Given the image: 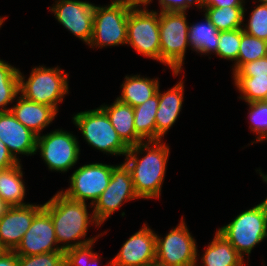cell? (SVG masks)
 I'll return each mask as SVG.
<instances>
[{
    "instance_id": "obj_1",
    "label": "cell",
    "mask_w": 267,
    "mask_h": 266,
    "mask_svg": "<svg viewBox=\"0 0 267 266\" xmlns=\"http://www.w3.org/2000/svg\"><path fill=\"white\" fill-rule=\"evenodd\" d=\"M169 154L170 148L162 140L143 141L129 147L124 163L140 199L160 198Z\"/></svg>"
},
{
    "instance_id": "obj_2",
    "label": "cell",
    "mask_w": 267,
    "mask_h": 266,
    "mask_svg": "<svg viewBox=\"0 0 267 266\" xmlns=\"http://www.w3.org/2000/svg\"><path fill=\"white\" fill-rule=\"evenodd\" d=\"M86 204V202L72 200L60 191L43 204V208L51 216L58 245L62 244L60 248L64 252L97 241L98 237L107 232L86 238L90 224L100 227L94 214L89 215Z\"/></svg>"
},
{
    "instance_id": "obj_3",
    "label": "cell",
    "mask_w": 267,
    "mask_h": 266,
    "mask_svg": "<svg viewBox=\"0 0 267 266\" xmlns=\"http://www.w3.org/2000/svg\"><path fill=\"white\" fill-rule=\"evenodd\" d=\"M59 67H33L27 80L19 70L20 95L27 100L51 106L58 112V104L69 94V74Z\"/></svg>"
},
{
    "instance_id": "obj_4",
    "label": "cell",
    "mask_w": 267,
    "mask_h": 266,
    "mask_svg": "<svg viewBox=\"0 0 267 266\" xmlns=\"http://www.w3.org/2000/svg\"><path fill=\"white\" fill-rule=\"evenodd\" d=\"M244 258L256 245L267 238V211L259 203L242 211L227 225L217 230Z\"/></svg>"
},
{
    "instance_id": "obj_5",
    "label": "cell",
    "mask_w": 267,
    "mask_h": 266,
    "mask_svg": "<svg viewBox=\"0 0 267 266\" xmlns=\"http://www.w3.org/2000/svg\"><path fill=\"white\" fill-rule=\"evenodd\" d=\"M186 12H159L160 63L172 70L177 77L185 59L188 42L189 23Z\"/></svg>"
},
{
    "instance_id": "obj_6",
    "label": "cell",
    "mask_w": 267,
    "mask_h": 266,
    "mask_svg": "<svg viewBox=\"0 0 267 266\" xmlns=\"http://www.w3.org/2000/svg\"><path fill=\"white\" fill-rule=\"evenodd\" d=\"M72 121L91 147L106 155L126 156L129 147L118 136L108 116L100 107L76 113Z\"/></svg>"
},
{
    "instance_id": "obj_7",
    "label": "cell",
    "mask_w": 267,
    "mask_h": 266,
    "mask_svg": "<svg viewBox=\"0 0 267 266\" xmlns=\"http://www.w3.org/2000/svg\"><path fill=\"white\" fill-rule=\"evenodd\" d=\"M132 8L120 0H112L109 5L104 6L95 5L89 47L93 49L126 45L127 21Z\"/></svg>"
},
{
    "instance_id": "obj_8",
    "label": "cell",
    "mask_w": 267,
    "mask_h": 266,
    "mask_svg": "<svg viewBox=\"0 0 267 266\" xmlns=\"http://www.w3.org/2000/svg\"><path fill=\"white\" fill-rule=\"evenodd\" d=\"M138 54L160 62L159 13L147 7H133L128 15L127 41Z\"/></svg>"
},
{
    "instance_id": "obj_9",
    "label": "cell",
    "mask_w": 267,
    "mask_h": 266,
    "mask_svg": "<svg viewBox=\"0 0 267 266\" xmlns=\"http://www.w3.org/2000/svg\"><path fill=\"white\" fill-rule=\"evenodd\" d=\"M80 151L78 138L62 128L37 136L36 154L40 152L50 171L68 172L77 164Z\"/></svg>"
},
{
    "instance_id": "obj_10",
    "label": "cell",
    "mask_w": 267,
    "mask_h": 266,
    "mask_svg": "<svg viewBox=\"0 0 267 266\" xmlns=\"http://www.w3.org/2000/svg\"><path fill=\"white\" fill-rule=\"evenodd\" d=\"M184 218L164 238L156 233V260L166 266H196L198 246Z\"/></svg>"
},
{
    "instance_id": "obj_11",
    "label": "cell",
    "mask_w": 267,
    "mask_h": 266,
    "mask_svg": "<svg viewBox=\"0 0 267 266\" xmlns=\"http://www.w3.org/2000/svg\"><path fill=\"white\" fill-rule=\"evenodd\" d=\"M140 199L135 193L129 168L123 162L111 172V179L101 196L90 206L95 220L101 226L124 203Z\"/></svg>"
},
{
    "instance_id": "obj_12",
    "label": "cell",
    "mask_w": 267,
    "mask_h": 266,
    "mask_svg": "<svg viewBox=\"0 0 267 266\" xmlns=\"http://www.w3.org/2000/svg\"><path fill=\"white\" fill-rule=\"evenodd\" d=\"M115 166L99 162L84 164L72 173L69 178V188L60 192L75 201L90 200L92 206L108 186Z\"/></svg>"
},
{
    "instance_id": "obj_13",
    "label": "cell",
    "mask_w": 267,
    "mask_h": 266,
    "mask_svg": "<svg viewBox=\"0 0 267 266\" xmlns=\"http://www.w3.org/2000/svg\"><path fill=\"white\" fill-rule=\"evenodd\" d=\"M94 3L80 0H56L50 12L63 27L85 44L93 34Z\"/></svg>"
},
{
    "instance_id": "obj_14",
    "label": "cell",
    "mask_w": 267,
    "mask_h": 266,
    "mask_svg": "<svg viewBox=\"0 0 267 266\" xmlns=\"http://www.w3.org/2000/svg\"><path fill=\"white\" fill-rule=\"evenodd\" d=\"M62 251L56 240L50 214L42 208L33 219L19 245L14 250L18 256H32Z\"/></svg>"
},
{
    "instance_id": "obj_15",
    "label": "cell",
    "mask_w": 267,
    "mask_h": 266,
    "mask_svg": "<svg viewBox=\"0 0 267 266\" xmlns=\"http://www.w3.org/2000/svg\"><path fill=\"white\" fill-rule=\"evenodd\" d=\"M156 232L146 223L122 244L106 266H145L156 260Z\"/></svg>"
},
{
    "instance_id": "obj_16",
    "label": "cell",
    "mask_w": 267,
    "mask_h": 266,
    "mask_svg": "<svg viewBox=\"0 0 267 266\" xmlns=\"http://www.w3.org/2000/svg\"><path fill=\"white\" fill-rule=\"evenodd\" d=\"M43 208L42 204L10 207L0 218V245L5 251H14L26 231L30 228L34 216Z\"/></svg>"
},
{
    "instance_id": "obj_17",
    "label": "cell",
    "mask_w": 267,
    "mask_h": 266,
    "mask_svg": "<svg viewBox=\"0 0 267 266\" xmlns=\"http://www.w3.org/2000/svg\"><path fill=\"white\" fill-rule=\"evenodd\" d=\"M0 139L19 162L20 154H36L37 135L20 123L11 111L0 112Z\"/></svg>"
},
{
    "instance_id": "obj_18",
    "label": "cell",
    "mask_w": 267,
    "mask_h": 266,
    "mask_svg": "<svg viewBox=\"0 0 267 266\" xmlns=\"http://www.w3.org/2000/svg\"><path fill=\"white\" fill-rule=\"evenodd\" d=\"M184 81L181 79L172 88L161 93L158 87L159 104L155 116L156 141L163 140L180 115L184 101Z\"/></svg>"
},
{
    "instance_id": "obj_19",
    "label": "cell",
    "mask_w": 267,
    "mask_h": 266,
    "mask_svg": "<svg viewBox=\"0 0 267 266\" xmlns=\"http://www.w3.org/2000/svg\"><path fill=\"white\" fill-rule=\"evenodd\" d=\"M10 111L14 117L37 136L52 124L57 111L48 105L27 100L18 95Z\"/></svg>"
},
{
    "instance_id": "obj_20",
    "label": "cell",
    "mask_w": 267,
    "mask_h": 266,
    "mask_svg": "<svg viewBox=\"0 0 267 266\" xmlns=\"http://www.w3.org/2000/svg\"><path fill=\"white\" fill-rule=\"evenodd\" d=\"M99 107L106 113L118 136L128 147L144 141L135 131L132 106L116 98L112 105L103 104Z\"/></svg>"
},
{
    "instance_id": "obj_21",
    "label": "cell",
    "mask_w": 267,
    "mask_h": 266,
    "mask_svg": "<svg viewBox=\"0 0 267 266\" xmlns=\"http://www.w3.org/2000/svg\"><path fill=\"white\" fill-rule=\"evenodd\" d=\"M202 257V265L196 266H245L244 258L234 249L220 233L215 232L214 238L207 245Z\"/></svg>"
},
{
    "instance_id": "obj_22",
    "label": "cell",
    "mask_w": 267,
    "mask_h": 266,
    "mask_svg": "<svg viewBox=\"0 0 267 266\" xmlns=\"http://www.w3.org/2000/svg\"><path fill=\"white\" fill-rule=\"evenodd\" d=\"M158 78L142 77L138 75H126L121 85V95L117 99L132 107L143 104L157 93L160 86Z\"/></svg>"
},
{
    "instance_id": "obj_23",
    "label": "cell",
    "mask_w": 267,
    "mask_h": 266,
    "mask_svg": "<svg viewBox=\"0 0 267 266\" xmlns=\"http://www.w3.org/2000/svg\"><path fill=\"white\" fill-rule=\"evenodd\" d=\"M22 164L0 170V197L10 206H25L26 186L23 180Z\"/></svg>"
},
{
    "instance_id": "obj_24",
    "label": "cell",
    "mask_w": 267,
    "mask_h": 266,
    "mask_svg": "<svg viewBox=\"0 0 267 266\" xmlns=\"http://www.w3.org/2000/svg\"><path fill=\"white\" fill-rule=\"evenodd\" d=\"M202 22L189 25L188 42L192 51L199 54H217L219 32L204 13Z\"/></svg>"
},
{
    "instance_id": "obj_25",
    "label": "cell",
    "mask_w": 267,
    "mask_h": 266,
    "mask_svg": "<svg viewBox=\"0 0 267 266\" xmlns=\"http://www.w3.org/2000/svg\"><path fill=\"white\" fill-rule=\"evenodd\" d=\"M158 104L159 96L157 90V93L143 104L133 107L135 131L144 141H156L155 116Z\"/></svg>"
},
{
    "instance_id": "obj_26",
    "label": "cell",
    "mask_w": 267,
    "mask_h": 266,
    "mask_svg": "<svg viewBox=\"0 0 267 266\" xmlns=\"http://www.w3.org/2000/svg\"><path fill=\"white\" fill-rule=\"evenodd\" d=\"M218 31L243 28L246 9L244 7H200Z\"/></svg>"
},
{
    "instance_id": "obj_27",
    "label": "cell",
    "mask_w": 267,
    "mask_h": 266,
    "mask_svg": "<svg viewBox=\"0 0 267 266\" xmlns=\"http://www.w3.org/2000/svg\"><path fill=\"white\" fill-rule=\"evenodd\" d=\"M234 85L239 91L240 97L246 103L262 101L267 93V75L245 77L239 71L232 73Z\"/></svg>"
},
{
    "instance_id": "obj_28",
    "label": "cell",
    "mask_w": 267,
    "mask_h": 266,
    "mask_svg": "<svg viewBox=\"0 0 267 266\" xmlns=\"http://www.w3.org/2000/svg\"><path fill=\"white\" fill-rule=\"evenodd\" d=\"M267 56V41L250 36L245 32L241 35L238 60L233 64L232 72L238 71L244 64Z\"/></svg>"
},
{
    "instance_id": "obj_29",
    "label": "cell",
    "mask_w": 267,
    "mask_h": 266,
    "mask_svg": "<svg viewBox=\"0 0 267 266\" xmlns=\"http://www.w3.org/2000/svg\"><path fill=\"white\" fill-rule=\"evenodd\" d=\"M243 33V28L220 31L216 55L224 60L234 61L235 63L238 60L241 35Z\"/></svg>"
},
{
    "instance_id": "obj_30",
    "label": "cell",
    "mask_w": 267,
    "mask_h": 266,
    "mask_svg": "<svg viewBox=\"0 0 267 266\" xmlns=\"http://www.w3.org/2000/svg\"><path fill=\"white\" fill-rule=\"evenodd\" d=\"M249 106L248 118L250 120V130L256 134V141L251 142L252 145L257 142L267 140V105L262 101H254L247 103Z\"/></svg>"
},
{
    "instance_id": "obj_31",
    "label": "cell",
    "mask_w": 267,
    "mask_h": 266,
    "mask_svg": "<svg viewBox=\"0 0 267 266\" xmlns=\"http://www.w3.org/2000/svg\"><path fill=\"white\" fill-rule=\"evenodd\" d=\"M95 242L66 250L65 266H98L102 257L92 249Z\"/></svg>"
},
{
    "instance_id": "obj_32",
    "label": "cell",
    "mask_w": 267,
    "mask_h": 266,
    "mask_svg": "<svg viewBox=\"0 0 267 266\" xmlns=\"http://www.w3.org/2000/svg\"><path fill=\"white\" fill-rule=\"evenodd\" d=\"M253 8L243 30L246 34L267 41V4H257Z\"/></svg>"
},
{
    "instance_id": "obj_33",
    "label": "cell",
    "mask_w": 267,
    "mask_h": 266,
    "mask_svg": "<svg viewBox=\"0 0 267 266\" xmlns=\"http://www.w3.org/2000/svg\"><path fill=\"white\" fill-rule=\"evenodd\" d=\"M18 266H65V252L53 251L32 256H18Z\"/></svg>"
},
{
    "instance_id": "obj_34",
    "label": "cell",
    "mask_w": 267,
    "mask_h": 266,
    "mask_svg": "<svg viewBox=\"0 0 267 266\" xmlns=\"http://www.w3.org/2000/svg\"><path fill=\"white\" fill-rule=\"evenodd\" d=\"M238 71L245 77L266 76L267 56L244 64Z\"/></svg>"
},
{
    "instance_id": "obj_35",
    "label": "cell",
    "mask_w": 267,
    "mask_h": 266,
    "mask_svg": "<svg viewBox=\"0 0 267 266\" xmlns=\"http://www.w3.org/2000/svg\"><path fill=\"white\" fill-rule=\"evenodd\" d=\"M0 85H19V68L0 59Z\"/></svg>"
},
{
    "instance_id": "obj_36",
    "label": "cell",
    "mask_w": 267,
    "mask_h": 266,
    "mask_svg": "<svg viewBox=\"0 0 267 266\" xmlns=\"http://www.w3.org/2000/svg\"><path fill=\"white\" fill-rule=\"evenodd\" d=\"M18 95L19 85H0V112L10 111L8 105L13 104Z\"/></svg>"
},
{
    "instance_id": "obj_37",
    "label": "cell",
    "mask_w": 267,
    "mask_h": 266,
    "mask_svg": "<svg viewBox=\"0 0 267 266\" xmlns=\"http://www.w3.org/2000/svg\"><path fill=\"white\" fill-rule=\"evenodd\" d=\"M160 11L158 12H187L196 3L194 0H158Z\"/></svg>"
},
{
    "instance_id": "obj_38",
    "label": "cell",
    "mask_w": 267,
    "mask_h": 266,
    "mask_svg": "<svg viewBox=\"0 0 267 266\" xmlns=\"http://www.w3.org/2000/svg\"><path fill=\"white\" fill-rule=\"evenodd\" d=\"M18 163L19 161L12 156L6 145L0 139V170L10 168Z\"/></svg>"
},
{
    "instance_id": "obj_39",
    "label": "cell",
    "mask_w": 267,
    "mask_h": 266,
    "mask_svg": "<svg viewBox=\"0 0 267 266\" xmlns=\"http://www.w3.org/2000/svg\"><path fill=\"white\" fill-rule=\"evenodd\" d=\"M246 0H207L201 7H245Z\"/></svg>"
},
{
    "instance_id": "obj_40",
    "label": "cell",
    "mask_w": 267,
    "mask_h": 266,
    "mask_svg": "<svg viewBox=\"0 0 267 266\" xmlns=\"http://www.w3.org/2000/svg\"><path fill=\"white\" fill-rule=\"evenodd\" d=\"M0 266H18V255L14 251H4L0 255Z\"/></svg>"
},
{
    "instance_id": "obj_41",
    "label": "cell",
    "mask_w": 267,
    "mask_h": 266,
    "mask_svg": "<svg viewBox=\"0 0 267 266\" xmlns=\"http://www.w3.org/2000/svg\"><path fill=\"white\" fill-rule=\"evenodd\" d=\"M128 4L130 7H147L153 0H120Z\"/></svg>"
},
{
    "instance_id": "obj_42",
    "label": "cell",
    "mask_w": 267,
    "mask_h": 266,
    "mask_svg": "<svg viewBox=\"0 0 267 266\" xmlns=\"http://www.w3.org/2000/svg\"><path fill=\"white\" fill-rule=\"evenodd\" d=\"M10 206L0 197V218L7 212Z\"/></svg>"
},
{
    "instance_id": "obj_43",
    "label": "cell",
    "mask_w": 267,
    "mask_h": 266,
    "mask_svg": "<svg viewBox=\"0 0 267 266\" xmlns=\"http://www.w3.org/2000/svg\"><path fill=\"white\" fill-rule=\"evenodd\" d=\"M257 171L259 172L260 176L262 177L263 182H265V183L267 184V174L264 175V174L262 173V171L260 170V168H259V170L257 169L256 172H257ZM261 203H262V205L264 206V208H265L266 211H267V197H266V199H264Z\"/></svg>"
},
{
    "instance_id": "obj_44",
    "label": "cell",
    "mask_w": 267,
    "mask_h": 266,
    "mask_svg": "<svg viewBox=\"0 0 267 266\" xmlns=\"http://www.w3.org/2000/svg\"><path fill=\"white\" fill-rule=\"evenodd\" d=\"M145 266H166L165 264L157 261V260H154L152 262H150L148 265H145Z\"/></svg>"
},
{
    "instance_id": "obj_45",
    "label": "cell",
    "mask_w": 267,
    "mask_h": 266,
    "mask_svg": "<svg viewBox=\"0 0 267 266\" xmlns=\"http://www.w3.org/2000/svg\"><path fill=\"white\" fill-rule=\"evenodd\" d=\"M196 3V8H200L207 0H194Z\"/></svg>"
},
{
    "instance_id": "obj_46",
    "label": "cell",
    "mask_w": 267,
    "mask_h": 266,
    "mask_svg": "<svg viewBox=\"0 0 267 266\" xmlns=\"http://www.w3.org/2000/svg\"><path fill=\"white\" fill-rule=\"evenodd\" d=\"M7 19V17L5 16V17H1L0 16V28H1V26H2V24L4 23V21Z\"/></svg>"
},
{
    "instance_id": "obj_47",
    "label": "cell",
    "mask_w": 267,
    "mask_h": 266,
    "mask_svg": "<svg viewBox=\"0 0 267 266\" xmlns=\"http://www.w3.org/2000/svg\"><path fill=\"white\" fill-rule=\"evenodd\" d=\"M253 2H260V3H263V4H267V0H257V1H253Z\"/></svg>"
},
{
    "instance_id": "obj_48",
    "label": "cell",
    "mask_w": 267,
    "mask_h": 266,
    "mask_svg": "<svg viewBox=\"0 0 267 266\" xmlns=\"http://www.w3.org/2000/svg\"><path fill=\"white\" fill-rule=\"evenodd\" d=\"M262 102L267 105V93H266L265 97L263 98Z\"/></svg>"
},
{
    "instance_id": "obj_49",
    "label": "cell",
    "mask_w": 267,
    "mask_h": 266,
    "mask_svg": "<svg viewBox=\"0 0 267 266\" xmlns=\"http://www.w3.org/2000/svg\"><path fill=\"white\" fill-rule=\"evenodd\" d=\"M5 250L2 248V246L0 245V255L4 252Z\"/></svg>"
}]
</instances>
